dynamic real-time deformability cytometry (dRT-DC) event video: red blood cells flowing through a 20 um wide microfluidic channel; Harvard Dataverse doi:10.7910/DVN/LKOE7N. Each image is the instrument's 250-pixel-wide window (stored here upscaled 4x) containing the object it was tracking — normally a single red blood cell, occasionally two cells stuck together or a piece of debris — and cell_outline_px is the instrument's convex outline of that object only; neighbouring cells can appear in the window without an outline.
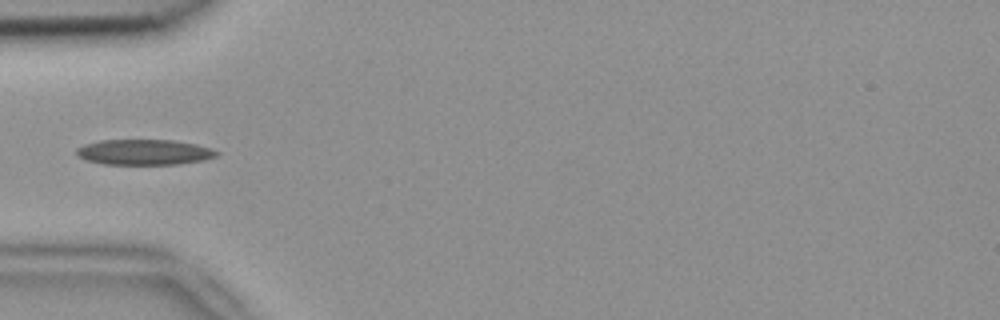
{"species": "common noctule bat (a hibernating species)", "species_latin": "Nyctalus noctula", "temperature_condition": "room temperature", "stored_images_in_passage": 4, "camera_frame_rate_fps": 3000, "um_per_image_px": 0.085, "animal": {"sex": "female", "body_mass_g": 18.4}, "frame": {"image": 1, "passage_image": 3, "time_ms": 0.667, "image_size_px": [1000, 320], "cell_outline_px": [[220, 152], [216, 156], [204, 160], [176, 164], [104, 164], [84, 160], [76, 156], [76, 148], [84, 144], [100, 140], [172, 140], [196, 144]], "centroid_in_image_um": [12.2, 12.93], "position_along_channel_um": 72.8, "area_um2": 20.81}}